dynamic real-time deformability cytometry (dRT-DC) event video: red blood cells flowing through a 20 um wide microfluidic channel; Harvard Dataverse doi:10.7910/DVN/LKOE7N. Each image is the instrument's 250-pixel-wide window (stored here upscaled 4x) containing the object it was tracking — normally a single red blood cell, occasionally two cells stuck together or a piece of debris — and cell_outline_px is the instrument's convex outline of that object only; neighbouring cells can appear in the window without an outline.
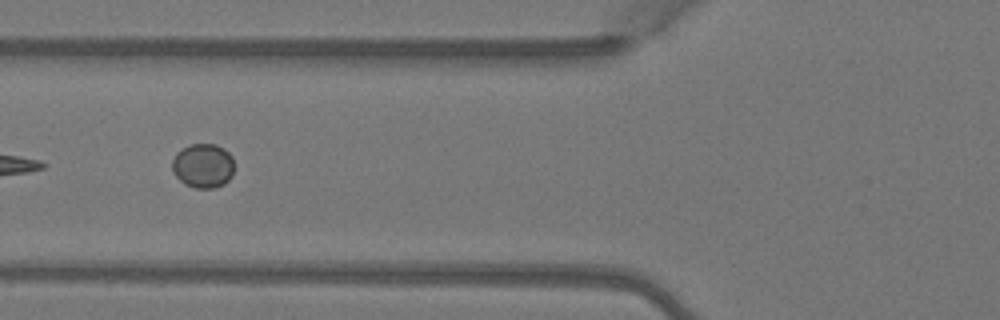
{"species": "Egyptian fruit bat (a non-hibernating species)", "species_latin": "Rousettus aegyptiacus", "temperature_condition": "warm", "stored_images_in_passage": 5, "camera_frame_rate_fps": 3000, "um_per_image_px": 0.085, "animal": {"sex": "female"}, "frame": {"image": 1, "passage_image": 5, "time_ms": 1.333, "image_size_px": [1000, 320], "cell_outline_px": [[232, 176], [224, 184], [212, 188], [196, 188], [184, 184], [172, 172], [172, 160], [176, 152], [192, 144], [216, 144], [224, 148], [232, 156]], "centroid_in_image_um": [17.24, 14.09], "position_along_channel_um": 108.6, "area_um2": 16.01}}